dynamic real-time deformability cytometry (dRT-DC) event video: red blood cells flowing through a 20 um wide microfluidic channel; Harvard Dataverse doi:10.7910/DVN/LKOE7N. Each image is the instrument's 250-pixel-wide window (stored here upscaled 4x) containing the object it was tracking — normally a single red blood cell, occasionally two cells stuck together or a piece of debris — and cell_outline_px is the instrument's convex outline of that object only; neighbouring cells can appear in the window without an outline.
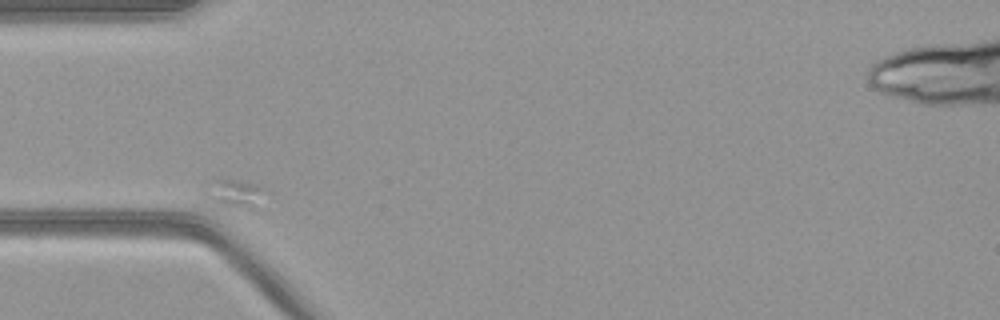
{"species": "common noctule bat (a hibernating species)", "species_latin": "Nyctalus noctula", "temperature_condition": "warm", "stored_images_in_passage": 16, "camera_frame_rate_fps": 3000, "um_per_image_px": 0.085, "animal": {"sex": "female", "body_mass_g": 21.9}, "frame": {"image": 1, "passage_image": 1, "time_ms": 0.0, "image_size_px": [1000, 320], "cell_outline_px": [[272, 192], [252, 208], [248, 208], [216, 204], [208, 196], [212, 176], [216, 176], [240, 180], [256, 184], [268, 188]], "centroid_in_image_um": [20.1, 16.36], "position_along_channel_um": 64.9, "area_um2": 10.12}}